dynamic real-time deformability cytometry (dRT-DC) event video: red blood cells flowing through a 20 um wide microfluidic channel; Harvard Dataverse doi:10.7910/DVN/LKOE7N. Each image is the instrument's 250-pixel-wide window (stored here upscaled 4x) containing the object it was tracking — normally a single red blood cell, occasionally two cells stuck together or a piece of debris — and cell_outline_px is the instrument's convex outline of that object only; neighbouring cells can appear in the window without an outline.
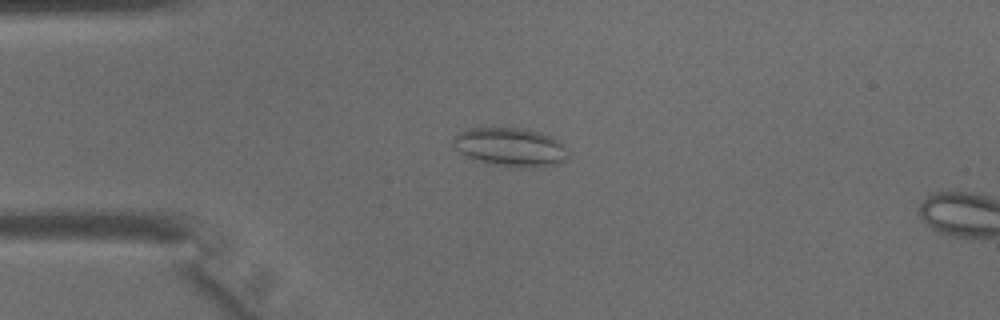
{"species": "common noctule bat (a hibernating species)", "species_latin": "Nyctalus noctula", "temperature_condition": "warm", "stored_images_in_passage": 13, "camera_frame_rate_fps": 3000, "um_per_image_px": 0.085, "animal": {"sex": "male", "body_mass_g": 15.6}, "frame": {"image": 1, "passage_image": 11, "time_ms": 3.333, "image_size_px": [1000, 320], "cell_outline_px": [[568, 160], [556, 164], [536, 168], [520, 168], [492, 164], [472, 160], [460, 152], [452, 144], [452, 140], [464, 128], [524, 128], [540, 132], [552, 136], [560, 140], [564, 144], [568, 152]], "centroid_in_image_um": [43.42, 12.51], "position_along_channel_um": 41.6, "area_um2": 26.41}}